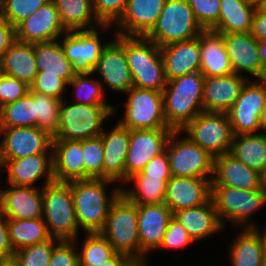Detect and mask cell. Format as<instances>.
I'll list each match as a JSON object with an SVG mask.
<instances>
[{
  "instance_id": "cell-28",
  "label": "cell",
  "mask_w": 266,
  "mask_h": 266,
  "mask_svg": "<svg viewBox=\"0 0 266 266\" xmlns=\"http://www.w3.org/2000/svg\"><path fill=\"white\" fill-rule=\"evenodd\" d=\"M52 153L55 181L85 179L83 140L53 139Z\"/></svg>"
},
{
  "instance_id": "cell-31",
  "label": "cell",
  "mask_w": 266,
  "mask_h": 266,
  "mask_svg": "<svg viewBox=\"0 0 266 266\" xmlns=\"http://www.w3.org/2000/svg\"><path fill=\"white\" fill-rule=\"evenodd\" d=\"M231 243V266H262L266 256V241L258 228L241 229Z\"/></svg>"
},
{
  "instance_id": "cell-48",
  "label": "cell",
  "mask_w": 266,
  "mask_h": 266,
  "mask_svg": "<svg viewBox=\"0 0 266 266\" xmlns=\"http://www.w3.org/2000/svg\"><path fill=\"white\" fill-rule=\"evenodd\" d=\"M67 86L68 84L59 78V75H44V72H38L30 89L33 92L63 100Z\"/></svg>"
},
{
  "instance_id": "cell-26",
  "label": "cell",
  "mask_w": 266,
  "mask_h": 266,
  "mask_svg": "<svg viewBox=\"0 0 266 266\" xmlns=\"http://www.w3.org/2000/svg\"><path fill=\"white\" fill-rule=\"evenodd\" d=\"M211 183V186H228L241 190L262 188L260 173L252 170L230 153L214 158Z\"/></svg>"
},
{
  "instance_id": "cell-33",
  "label": "cell",
  "mask_w": 266,
  "mask_h": 266,
  "mask_svg": "<svg viewBox=\"0 0 266 266\" xmlns=\"http://www.w3.org/2000/svg\"><path fill=\"white\" fill-rule=\"evenodd\" d=\"M59 12L62 25L67 31L89 30L96 27L103 30L113 25L102 24L94 14L92 0H52ZM96 26V27H95Z\"/></svg>"
},
{
  "instance_id": "cell-15",
  "label": "cell",
  "mask_w": 266,
  "mask_h": 266,
  "mask_svg": "<svg viewBox=\"0 0 266 266\" xmlns=\"http://www.w3.org/2000/svg\"><path fill=\"white\" fill-rule=\"evenodd\" d=\"M172 129L130 130L129 149L125 160V183L141 172L147 163L166 150Z\"/></svg>"
},
{
  "instance_id": "cell-1",
  "label": "cell",
  "mask_w": 266,
  "mask_h": 266,
  "mask_svg": "<svg viewBox=\"0 0 266 266\" xmlns=\"http://www.w3.org/2000/svg\"><path fill=\"white\" fill-rule=\"evenodd\" d=\"M114 182L92 178L71 181L77 222L85 233L100 232L104 228L111 205L122 193L121 186H117L107 194V186Z\"/></svg>"
},
{
  "instance_id": "cell-55",
  "label": "cell",
  "mask_w": 266,
  "mask_h": 266,
  "mask_svg": "<svg viewBox=\"0 0 266 266\" xmlns=\"http://www.w3.org/2000/svg\"><path fill=\"white\" fill-rule=\"evenodd\" d=\"M250 34L258 41L266 39V9L262 6L256 8Z\"/></svg>"
},
{
  "instance_id": "cell-50",
  "label": "cell",
  "mask_w": 266,
  "mask_h": 266,
  "mask_svg": "<svg viewBox=\"0 0 266 266\" xmlns=\"http://www.w3.org/2000/svg\"><path fill=\"white\" fill-rule=\"evenodd\" d=\"M195 242L186 229L173 217L164 234L163 241L159 249H183L184 247Z\"/></svg>"
},
{
  "instance_id": "cell-17",
  "label": "cell",
  "mask_w": 266,
  "mask_h": 266,
  "mask_svg": "<svg viewBox=\"0 0 266 266\" xmlns=\"http://www.w3.org/2000/svg\"><path fill=\"white\" fill-rule=\"evenodd\" d=\"M66 32L52 0L16 26L17 40L29 44L56 41Z\"/></svg>"
},
{
  "instance_id": "cell-19",
  "label": "cell",
  "mask_w": 266,
  "mask_h": 266,
  "mask_svg": "<svg viewBox=\"0 0 266 266\" xmlns=\"http://www.w3.org/2000/svg\"><path fill=\"white\" fill-rule=\"evenodd\" d=\"M234 74L247 72L257 79H266L259 55V41L250 33L222 34Z\"/></svg>"
},
{
  "instance_id": "cell-47",
  "label": "cell",
  "mask_w": 266,
  "mask_h": 266,
  "mask_svg": "<svg viewBox=\"0 0 266 266\" xmlns=\"http://www.w3.org/2000/svg\"><path fill=\"white\" fill-rule=\"evenodd\" d=\"M128 0H92L93 11L102 24L114 25L123 15Z\"/></svg>"
},
{
  "instance_id": "cell-57",
  "label": "cell",
  "mask_w": 266,
  "mask_h": 266,
  "mask_svg": "<svg viewBox=\"0 0 266 266\" xmlns=\"http://www.w3.org/2000/svg\"><path fill=\"white\" fill-rule=\"evenodd\" d=\"M259 55L262 67L266 71V39L259 41Z\"/></svg>"
},
{
  "instance_id": "cell-65",
  "label": "cell",
  "mask_w": 266,
  "mask_h": 266,
  "mask_svg": "<svg viewBox=\"0 0 266 266\" xmlns=\"http://www.w3.org/2000/svg\"><path fill=\"white\" fill-rule=\"evenodd\" d=\"M1 10H2V0H0V13H1Z\"/></svg>"
},
{
  "instance_id": "cell-21",
  "label": "cell",
  "mask_w": 266,
  "mask_h": 266,
  "mask_svg": "<svg viewBox=\"0 0 266 266\" xmlns=\"http://www.w3.org/2000/svg\"><path fill=\"white\" fill-rule=\"evenodd\" d=\"M2 169L7 171L9 185L36 187V183L45 176L44 186L55 181L53 154H35L14 160H1ZM6 167V168H5Z\"/></svg>"
},
{
  "instance_id": "cell-52",
  "label": "cell",
  "mask_w": 266,
  "mask_h": 266,
  "mask_svg": "<svg viewBox=\"0 0 266 266\" xmlns=\"http://www.w3.org/2000/svg\"><path fill=\"white\" fill-rule=\"evenodd\" d=\"M132 176H148L163 179L166 183L172 178L167 151L153 157L141 172Z\"/></svg>"
},
{
  "instance_id": "cell-63",
  "label": "cell",
  "mask_w": 266,
  "mask_h": 266,
  "mask_svg": "<svg viewBox=\"0 0 266 266\" xmlns=\"http://www.w3.org/2000/svg\"><path fill=\"white\" fill-rule=\"evenodd\" d=\"M264 232H261L262 233V235H263V237L265 238V241H266V226L264 227V230H263Z\"/></svg>"
},
{
  "instance_id": "cell-14",
  "label": "cell",
  "mask_w": 266,
  "mask_h": 266,
  "mask_svg": "<svg viewBox=\"0 0 266 266\" xmlns=\"http://www.w3.org/2000/svg\"><path fill=\"white\" fill-rule=\"evenodd\" d=\"M100 32L94 29L67 31L59 41L65 56L72 63L76 74L93 73L99 56L108 45L100 40ZM64 36V37H63Z\"/></svg>"
},
{
  "instance_id": "cell-61",
  "label": "cell",
  "mask_w": 266,
  "mask_h": 266,
  "mask_svg": "<svg viewBox=\"0 0 266 266\" xmlns=\"http://www.w3.org/2000/svg\"><path fill=\"white\" fill-rule=\"evenodd\" d=\"M0 266H18L17 263L12 259L8 261H1Z\"/></svg>"
},
{
  "instance_id": "cell-39",
  "label": "cell",
  "mask_w": 266,
  "mask_h": 266,
  "mask_svg": "<svg viewBox=\"0 0 266 266\" xmlns=\"http://www.w3.org/2000/svg\"><path fill=\"white\" fill-rule=\"evenodd\" d=\"M36 127V102L33 91L0 108V128Z\"/></svg>"
},
{
  "instance_id": "cell-22",
  "label": "cell",
  "mask_w": 266,
  "mask_h": 266,
  "mask_svg": "<svg viewBox=\"0 0 266 266\" xmlns=\"http://www.w3.org/2000/svg\"><path fill=\"white\" fill-rule=\"evenodd\" d=\"M0 189V213L7 220L42 218V188L9 185Z\"/></svg>"
},
{
  "instance_id": "cell-23",
  "label": "cell",
  "mask_w": 266,
  "mask_h": 266,
  "mask_svg": "<svg viewBox=\"0 0 266 266\" xmlns=\"http://www.w3.org/2000/svg\"><path fill=\"white\" fill-rule=\"evenodd\" d=\"M248 80V76L234 73L205 77L203 111L228 113Z\"/></svg>"
},
{
  "instance_id": "cell-29",
  "label": "cell",
  "mask_w": 266,
  "mask_h": 266,
  "mask_svg": "<svg viewBox=\"0 0 266 266\" xmlns=\"http://www.w3.org/2000/svg\"><path fill=\"white\" fill-rule=\"evenodd\" d=\"M173 217L186 229L195 242L224 229L212 199L203 205L176 211Z\"/></svg>"
},
{
  "instance_id": "cell-60",
  "label": "cell",
  "mask_w": 266,
  "mask_h": 266,
  "mask_svg": "<svg viewBox=\"0 0 266 266\" xmlns=\"http://www.w3.org/2000/svg\"><path fill=\"white\" fill-rule=\"evenodd\" d=\"M242 1L251 4L255 7H261L265 2V0H242Z\"/></svg>"
},
{
  "instance_id": "cell-59",
  "label": "cell",
  "mask_w": 266,
  "mask_h": 266,
  "mask_svg": "<svg viewBox=\"0 0 266 266\" xmlns=\"http://www.w3.org/2000/svg\"><path fill=\"white\" fill-rule=\"evenodd\" d=\"M260 182L262 189L266 192V164L260 172Z\"/></svg>"
},
{
  "instance_id": "cell-34",
  "label": "cell",
  "mask_w": 266,
  "mask_h": 266,
  "mask_svg": "<svg viewBox=\"0 0 266 266\" xmlns=\"http://www.w3.org/2000/svg\"><path fill=\"white\" fill-rule=\"evenodd\" d=\"M33 47L38 72H44V75H59L67 84L76 75L60 41L35 43Z\"/></svg>"
},
{
  "instance_id": "cell-64",
  "label": "cell",
  "mask_w": 266,
  "mask_h": 266,
  "mask_svg": "<svg viewBox=\"0 0 266 266\" xmlns=\"http://www.w3.org/2000/svg\"><path fill=\"white\" fill-rule=\"evenodd\" d=\"M262 266H266V256H265V258H264V261H263Z\"/></svg>"
},
{
  "instance_id": "cell-20",
  "label": "cell",
  "mask_w": 266,
  "mask_h": 266,
  "mask_svg": "<svg viewBox=\"0 0 266 266\" xmlns=\"http://www.w3.org/2000/svg\"><path fill=\"white\" fill-rule=\"evenodd\" d=\"M212 178L172 176L167 182L164 204L174 213L207 203Z\"/></svg>"
},
{
  "instance_id": "cell-54",
  "label": "cell",
  "mask_w": 266,
  "mask_h": 266,
  "mask_svg": "<svg viewBox=\"0 0 266 266\" xmlns=\"http://www.w3.org/2000/svg\"><path fill=\"white\" fill-rule=\"evenodd\" d=\"M16 40V27L0 16V57Z\"/></svg>"
},
{
  "instance_id": "cell-25",
  "label": "cell",
  "mask_w": 266,
  "mask_h": 266,
  "mask_svg": "<svg viewBox=\"0 0 266 266\" xmlns=\"http://www.w3.org/2000/svg\"><path fill=\"white\" fill-rule=\"evenodd\" d=\"M166 80L200 72V35L160 47Z\"/></svg>"
},
{
  "instance_id": "cell-24",
  "label": "cell",
  "mask_w": 266,
  "mask_h": 266,
  "mask_svg": "<svg viewBox=\"0 0 266 266\" xmlns=\"http://www.w3.org/2000/svg\"><path fill=\"white\" fill-rule=\"evenodd\" d=\"M166 0H128L123 15L114 24L115 34L144 37L155 25Z\"/></svg>"
},
{
  "instance_id": "cell-53",
  "label": "cell",
  "mask_w": 266,
  "mask_h": 266,
  "mask_svg": "<svg viewBox=\"0 0 266 266\" xmlns=\"http://www.w3.org/2000/svg\"><path fill=\"white\" fill-rule=\"evenodd\" d=\"M14 254L9 238L8 220L0 213V262L12 260Z\"/></svg>"
},
{
  "instance_id": "cell-30",
  "label": "cell",
  "mask_w": 266,
  "mask_h": 266,
  "mask_svg": "<svg viewBox=\"0 0 266 266\" xmlns=\"http://www.w3.org/2000/svg\"><path fill=\"white\" fill-rule=\"evenodd\" d=\"M200 49V72L205 77L225 76L234 73L222 34L212 30H204L200 34Z\"/></svg>"
},
{
  "instance_id": "cell-27",
  "label": "cell",
  "mask_w": 266,
  "mask_h": 266,
  "mask_svg": "<svg viewBox=\"0 0 266 266\" xmlns=\"http://www.w3.org/2000/svg\"><path fill=\"white\" fill-rule=\"evenodd\" d=\"M104 149V179L125 183V160L130 143V130L119 122L100 135Z\"/></svg>"
},
{
  "instance_id": "cell-62",
  "label": "cell",
  "mask_w": 266,
  "mask_h": 266,
  "mask_svg": "<svg viewBox=\"0 0 266 266\" xmlns=\"http://www.w3.org/2000/svg\"><path fill=\"white\" fill-rule=\"evenodd\" d=\"M130 266H148L147 262H133Z\"/></svg>"
},
{
  "instance_id": "cell-9",
  "label": "cell",
  "mask_w": 266,
  "mask_h": 266,
  "mask_svg": "<svg viewBox=\"0 0 266 266\" xmlns=\"http://www.w3.org/2000/svg\"><path fill=\"white\" fill-rule=\"evenodd\" d=\"M181 132L214 158L230 153L234 135L227 113L203 111Z\"/></svg>"
},
{
  "instance_id": "cell-5",
  "label": "cell",
  "mask_w": 266,
  "mask_h": 266,
  "mask_svg": "<svg viewBox=\"0 0 266 266\" xmlns=\"http://www.w3.org/2000/svg\"><path fill=\"white\" fill-rule=\"evenodd\" d=\"M100 233L113 246L116 253L140 262L137 205L123 193L111 205L104 228Z\"/></svg>"
},
{
  "instance_id": "cell-35",
  "label": "cell",
  "mask_w": 266,
  "mask_h": 266,
  "mask_svg": "<svg viewBox=\"0 0 266 266\" xmlns=\"http://www.w3.org/2000/svg\"><path fill=\"white\" fill-rule=\"evenodd\" d=\"M256 8L242 0H220L218 24L212 31L219 34L250 33Z\"/></svg>"
},
{
  "instance_id": "cell-44",
  "label": "cell",
  "mask_w": 266,
  "mask_h": 266,
  "mask_svg": "<svg viewBox=\"0 0 266 266\" xmlns=\"http://www.w3.org/2000/svg\"><path fill=\"white\" fill-rule=\"evenodd\" d=\"M85 179H104V149L101 137L83 140Z\"/></svg>"
},
{
  "instance_id": "cell-11",
  "label": "cell",
  "mask_w": 266,
  "mask_h": 266,
  "mask_svg": "<svg viewBox=\"0 0 266 266\" xmlns=\"http://www.w3.org/2000/svg\"><path fill=\"white\" fill-rule=\"evenodd\" d=\"M181 134L173 131L166 145L172 176L212 178L214 157Z\"/></svg>"
},
{
  "instance_id": "cell-6",
  "label": "cell",
  "mask_w": 266,
  "mask_h": 266,
  "mask_svg": "<svg viewBox=\"0 0 266 266\" xmlns=\"http://www.w3.org/2000/svg\"><path fill=\"white\" fill-rule=\"evenodd\" d=\"M113 105L67 104L60 105L58 132L53 139L86 140L99 137L110 115L117 112Z\"/></svg>"
},
{
  "instance_id": "cell-42",
  "label": "cell",
  "mask_w": 266,
  "mask_h": 266,
  "mask_svg": "<svg viewBox=\"0 0 266 266\" xmlns=\"http://www.w3.org/2000/svg\"><path fill=\"white\" fill-rule=\"evenodd\" d=\"M33 99L36 102V127L55 137L62 100L36 92H33Z\"/></svg>"
},
{
  "instance_id": "cell-38",
  "label": "cell",
  "mask_w": 266,
  "mask_h": 266,
  "mask_svg": "<svg viewBox=\"0 0 266 266\" xmlns=\"http://www.w3.org/2000/svg\"><path fill=\"white\" fill-rule=\"evenodd\" d=\"M134 182L135 188H122V193L134 204H162L165 202L167 183L148 176H131L126 183Z\"/></svg>"
},
{
  "instance_id": "cell-12",
  "label": "cell",
  "mask_w": 266,
  "mask_h": 266,
  "mask_svg": "<svg viewBox=\"0 0 266 266\" xmlns=\"http://www.w3.org/2000/svg\"><path fill=\"white\" fill-rule=\"evenodd\" d=\"M266 102V79L247 81L229 110L233 135L261 133L260 115Z\"/></svg>"
},
{
  "instance_id": "cell-58",
  "label": "cell",
  "mask_w": 266,
  "mask_h": 266,
  "mask_svg": "<svg viewBox=\"0 0 266 266\" xmlns=\"http://www.w3.org/2000/svg\"><path fill=\"white\" fill-rule=\"evenodd\" d=\"M260 120H261V130L262 132H266V102L261 112Z\"/></svg>"
},
{
  "instance_id": "cell-45",
  "label": "cell",
  "mask_w": 266,
  "mask_h": 266,
  "mask_svg": "<svg viewBox=\"0 0 266 266\" xmlns=\"http://www.w3.org/2000/svg\"><path fill=\"white\" fill-rule=\"evenodd\" d=\"M51 0H2L0 16L16 27Z\"/></svg>"
},
{
  "instance_id": "cell-46",
  "label": "cell",
  "mask_w": 266,
  "mask_h": 266,
  "mask_svg": "<svg viewBox=\"0 0 266 266\" xmlns=\"http://www.w3.org/2000/svg\"><path fill=\"white\" fill-rule=\"evenodd\" d=\"M194 17L203 30H213L220 14V0H188Z\"/></svg>"
},
{
  "instance_id": "cell-2",
  "label": "cell",
  "mask_w": 266,
  "mask_h": 266,
  "mask_svg": "<svg viewBox=\"0 0 266 266\" xmlns=\"http://www.w3.org/2000/svg\"><path fill=\"white\" fill-rule=\"evenodd\" d=\"M205 76L201 72L168 80L163 90L164 118L174 131H181L203 112Z\"/></svg>"
},
{
  "instance_id": "cell-3",
  "label": "cell",
  "mask_w": 266,
  "mask_h": 266,
  "mask_svg": "<svg viewBox=\"0 0 266 266\" xmlns=\"http://www.w3.org/2000/svg\"><path fill=\"white\" fill-rule=\"evenodd\" d=\"M43 214L51 238L77 241L79 224L74 208L71 182H57L42 186Z\"/></svg>"
},
{
  "instance_id": "cell-43",
  "label": "cell",
  "mask_w": 266,
  "mask_h": 266,
  "mask_svg": "<svg viewBox=\"0 0 266 266\" xmlns=\"http://www.w3.org/2000/svg\"><path fill=\"white\" fill-rule=\"evenodd\" d=\"M60 242L50 238L15 252L13 260L18 266H48L54 247Z\"/></svg>"
},
{
  "instance_id": "cell-41",
  "label": "cell",
  "mask_w": 266,
  "mask_h": 266,
  "mask_svg": "<svg viewBox=\"0 0 266 266\" xmlns=\"http://www.w3.org/2000/svg\"><path fill=\"white\" fill-rule=\"evenodd\" d=\"M90 73L76 74L68 83L75 88L74 103L85 105H111L105 100V88L100 80L90 78Z\"/></svg>"
},
{
  "instance_id": "cell-36",
  "label": "cell",
  "mask_w": 266,
  "mask_h": 266,
  "mask_svg": "<svg viewBox=\"0 0 266 266\" xmlns=\"http://www.w3.org/2000/svg\"><path fill=\"white\" fill-rule=\"evenodd\" d=\"M230 154L260 173L266 164V132L234 135Z\"/></svg>"
},
{
  "instance_id": "cell-13",
  "label": "cell",
  "mask_w": 266,
  "mask_h": 266,
  "mask_svg": "<svg viewBox=\"0 0 266 266\" xmlns=\"http://www.w3.org/2000/svg\"><path fill=\"white\" fill-rule=\"evenodd\" d=\"M0 160H14L35 154H53V136L38 127L0 128ZM50 150V151H49Z\"/></svg>"
},
{
  "instance_id": "cell-37",
  "label": "cell",
  "mask_w": 266,
  "mask_h": 266,
  "mask_svg": "<svg viewBox=\"0 0 266 266\" xmlns=\"http://www.w3.org/2000/svg\"><path fill=\"white\" fill-rule=\"evenodd\" d=\"M8 229L10 243L15 252L51 238L42 218L8 220Z\"/></svg>"
},
{
  "instance_id": "cell-7",
  "label": "cell",
  "mask_w": 266,
  "mask_h": 266,
  "mask_svg": "<svg viewBox=\"0 0 266 266\" xmlns=\"http://www.w3.org/2000/svg\"><path fill=\"white\" fill-rule=\"evenodd\" d=\"M211 199L223 227L224 222L228 221L241 229L258 228L250 217L266 206V192L262 188L241 190L228 186H211Z\"/></svg>"
},
{
  "instance_id": "cell-32",
  "label": "cell",
  "mask_w": 266,
  "mask_h": 266,
  "mask_svg": "<svg viewBox=\"0 0 266 266\" xmlns=\"http://www.w3.org/2000/svg\"><path fill=\"white\" fill-rule=\"evenodd\" d=\"M2 74L31 86L38 73L33 44L16 40L0 57Z\"/></svg>"
},
{
  "instance_id": "cell-56",
  "label": "cell",
  "mask_w": 266,
  "mask_h": 266,
  "mask_svg": "<svg viewBox=\"0 0 266 266\" xmlns=\"http://www.w3.org/2000/svg\"><path fill=\"white\" fill-rule=\"evenodd\" d=\"M133 261L126 255L115 253L109 260L99 266H130Z\"/></svg>"
},
{
  "instance_id": "cell-51",
  "label": "cell",
  "mask_w": 266,
  "mask_h": 266,
  "mask_svg": "<svg viewBox=\"0 0 266 266\" xmlns=\"http://www.w3.org/2000/svg\"><path fill=\"white\" fill-rule=\"evenodd\" d=\"M75 241H60L53 249L48 266H79Z\"/></svg>"
},
{
  "instance_id": "cell-10",
  "label": "cell",
  "mask_w": 266,
  "mask_h": 266,
  "mask_svg": "<svg viewBox=\"0 0 266 266\" xmlns=\"http://www.w3.org/2000/svg\"><path fill=\"white\" fill-rule=\"evenodd\" d=\"M126 93L124 116L118 121L122 126L129 130L171 129L164 118L162 92L132 87Z\"/></svg>"
},
{
  "instance_id": "cell-49",
  "label": "cell",
  "mask_w": 266,
  "mask_h": 266,
  "mask_svg": "<svg viewBox=\"0 0 266 266\" xmlns=\"http://www.w3.org/2000/svg\"><path fill=\"white\" fill-rule=\"evenodd\" d=\"M29 90L30 86L26 83L2 74L0 76V108L21 99Z\"/></svg>"
},
{
  "instance_id": "cell-4",
  "label": "cell",
  "mask_w": 266,
  "mask_h": 266,
  "mask_svg": "<svg viewBox=\"0 0 266 266\" xmlns=\"http://www.w3.org/2000/svg\"><path fill=\"white\" fill-rule=\"evenodd\" d=\"M133 87L163 92L167 80L160 47L142 36H124Z\"/></svg>"
},
{
  "instance_id": "cell-16",
  "label": "cell",
  "mask_w": 266,
  "mask_h": 266,
  "mask_svg": "<svg viewBox=\"0 0 266 266\" xmlns=\"http://www.w3.org/2000/svg\"><path fill=\"white\" fill-rule=\"evenodd\" d=\"M115 36L99 56L93 74L101 75V84L104 81L111 90L126 93L133 87V81L125 54L124 36Z\"/></svg>"
},
{
  "instance_id": "cell-40",
  "label": "cell",
  "mask_w": 266,
  "mask_h": 266,
  "mask_svg": "<svg viewBox=\"0 0 266 266\" xmlns=\"http://www.w3.org/2000/svg\"><path fill=\"white\" fill-rule=\"evenodd\" d=\"M85 235L81 251H78L79 266H99L116 253L100 232Z\"/></svg>"
},
{
  "instance_id": "cell-18",
  "label": "cell",
  "mask_w": 266,
  "mask_h": 266,
  "mask_svg": "<svg viewBox=\"0 0 266 266\" xmlns=\"http://www.w3.org/2000/svg\"><path fill=\"white\" fill-rule=\"evenodd\" d=\"M137 210L140 262H146V255L161 245L173 212L164 203L137 205Z\"/></svg>"
},
{
  "instance_id": "cell-8",
  "label": "cell",
  "mask_w": 266,
  "mask_h": 266,
  "mask_svg": "<svg viewBox=\"0 0 266 266\" xmlns=\"http://www.w3.org/2000/svg\"><path fill=\"white\" fill-rule=\"evenodd\" d=\"M203 31L188 0H166L155 25L144 37L162 47L193 39Z\"/></svg>"
},
{
  "instance_id": "cell-66",
  "label": "cell",
  "mask_w": 266,
  "mask_h": 266,
  "mask_svg": "<svg viewBox=\"0 0 266 266\" xmlns=\"http://www.w3.org/2000/svg\"><path fill=\"white\" fill-rule=\"evenodd\" d=\"M2 75L1 61H0V76Z\"/></svg>"
}]
</instances>
